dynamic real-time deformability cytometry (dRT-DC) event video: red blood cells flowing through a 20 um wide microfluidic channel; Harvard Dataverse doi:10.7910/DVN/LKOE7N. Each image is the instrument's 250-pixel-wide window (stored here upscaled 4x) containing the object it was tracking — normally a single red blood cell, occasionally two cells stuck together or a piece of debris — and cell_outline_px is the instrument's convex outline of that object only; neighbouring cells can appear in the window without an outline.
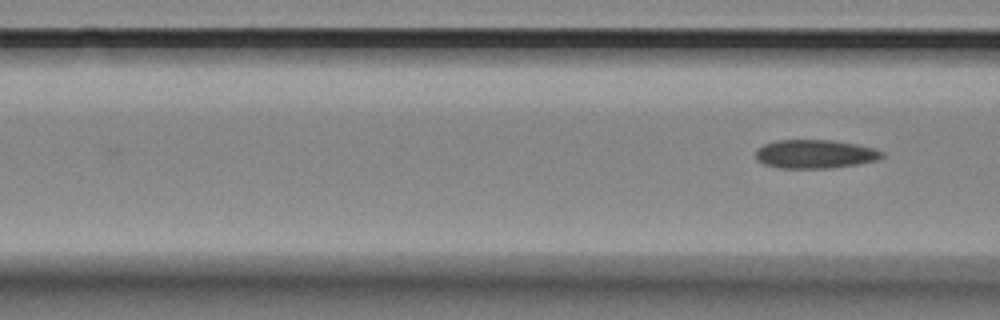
{"species": "Egyptian fruit bat (a non-hibernating species)", "species_latin": "Rousettus aegyptiacus", "temperature_condition": "room temperature", "stored_images_in_passage": 5, "segment_of_instrument_passage": [2, 2], "camera_frame_rate_fps": 3000, "um_per_image_px": 0.085, "animal": {"sex": "female"}, "frame": {"image": 1, "passage_image": 5, "time_ms": 1.333, "image_size_px": [1000, 320], "cell_outline_px": [[884, 156], [876, 160], [860, 164], [828, 168], [780, 168], [764, 164], [756, 160], [756, 148], [764, 144], [776, 140], [832, 140], [856, 144], [872, 148], [884, 152]], "centroid_in_image_um": [69.25, 13.09], "position_along_channel_um": 97.3, "area_um2": 21.15}}